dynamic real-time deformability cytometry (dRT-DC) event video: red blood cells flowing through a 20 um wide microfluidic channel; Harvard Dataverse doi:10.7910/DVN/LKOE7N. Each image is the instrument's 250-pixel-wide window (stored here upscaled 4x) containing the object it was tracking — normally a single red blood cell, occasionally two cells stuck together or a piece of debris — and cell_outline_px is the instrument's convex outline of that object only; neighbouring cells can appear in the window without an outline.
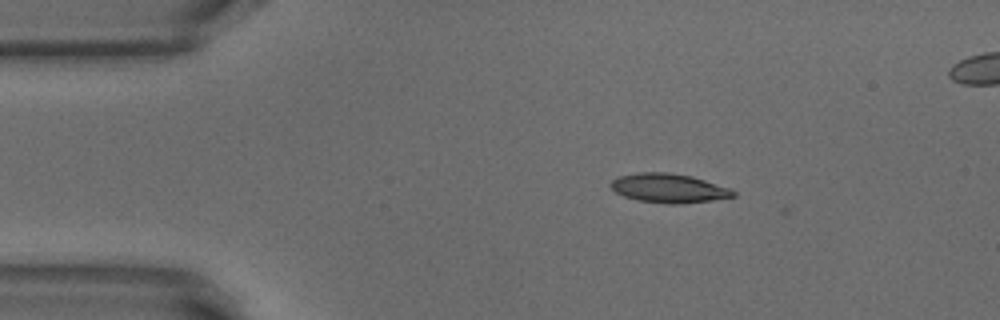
{"species": "common noctule bat (a hibernating species)", "species_latin": "Nyctalus noctula", "temperature_condition": "warm", "stored_images_in_passage": 7, "camera_frame_rate_fps": 3000, "um_per_image_px": 0.085, "animal": {"sex": "male", "body_mass_g": 18.8}, "frame": {"image": 1, "passage_image": 1, "time_ms": 0.0, "image_size_px": [1000, 320], "cell_outline_px": [[736, 196], [712, 200], [680, 204], [668, 204], [640, 200], [624, 196], [616, 192], [608, 184], [612, 180], [620, 176], [640, 172], [668, 172], [692, 176], [732, 188], [736, 192]], "centroid_in_image_um": [56.88, 15.99], "position_along_channel_um": 28.1, "area_um2": 20.81}}